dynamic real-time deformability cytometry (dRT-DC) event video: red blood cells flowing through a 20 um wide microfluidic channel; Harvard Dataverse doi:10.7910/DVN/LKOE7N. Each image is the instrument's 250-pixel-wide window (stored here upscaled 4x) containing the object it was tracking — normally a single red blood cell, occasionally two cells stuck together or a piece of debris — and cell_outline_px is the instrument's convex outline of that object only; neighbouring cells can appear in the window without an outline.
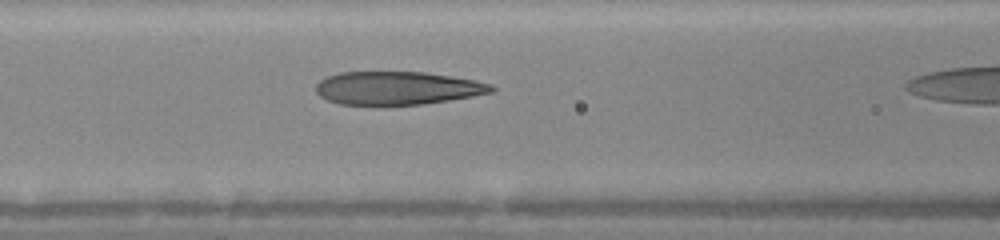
{"species": "human", "species_latin": "Homo sapiens", "temperature_condition": "warm", "stored_images_in_passage": 23, "camera_frame_rate_fps": 3000, "um_per_image_px": 0.085, "donor": {"sex": "female"}, "frame": {"image": 1, "passage_image": 14, "time_ms": 4.333, "image_size_px": [1000, 240], "cell_outline_px": [[496, 88], [492, 92], [472, 96], [424, 104], [340, 104], [328, 100], [320, 96], [316, 92], [316, 84], [320, 80], [328, 76], [340, 72], [424, 72], [452, 76], [476, 80], [492, 84]], "centroid_in_image_um": [33.79, 7.47], "position_along_channel_um": 132.8, "area_um2": 33.76}}
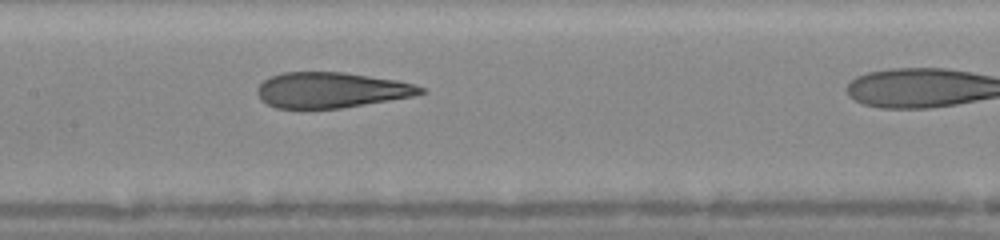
{"frame": {"image": 2, "passage_image": 17, "time_ms": 5.333, "image_size_px": [1000, 240], "cell_outline_px": [[428, 92], [412, 96], [340, 108], [276, 108], [260, 100], [256, 92], [256, 88], [264, 80], [272, 76], [284, 72], [344, 72], [396, 80], [416, 84], [424, 88]], "centroid_in_image_um": [28.14, 7.65], "position_along_channel_um": 179.3, "area_um2": 33.7}}